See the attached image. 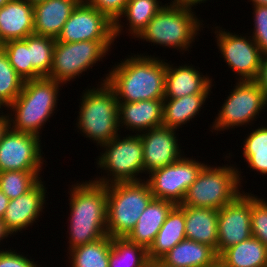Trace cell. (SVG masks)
<instances>
[{
  "label": "cell",
  "instance_id": "obj_1",
  "mask_svg": "<svg viewBox=\"0 0 267 267\" xmlns=\"http://www.w3.org/2000/svg\"><path fill=\"white\" fill-rule=\"evenodd\" d=\"M128 57L113 65L105 75V82L114 91L117 101L164 99L167 62L151 54Z\"/></svg>",
  "mask_w": 267,
  "mask_h": 267
},
{
  "label": "cell",
  "instance_id": "obj_2",
  "mask_svg": "<svg viewBox=\"0 0 267 267\" xmlns=\"http://www.w3.org/2000/svg\"><path fill=\"white\" fill-rule=\"evenodd\" d=\"M71 186L68 251L108 235L106 185L86 180Z\"/></svg>",
  "mask_w": 267,
  "mask_h": 267
},
{
  "label": "cell",
  "instance_id": "obj_3",
  "mask_svg": "<svg viewBox=\"0 0 267 267\" xmlns=\"http://www.w3.org/2000/svg\"><path fill=\"white\" fill-rule=\"evenodd\" d=\"M62 85L46 77L24 81L21 93L7 107L10 128L41 137V128L57 109Z\"/></svg>",
  "mask_w": 267,
  "mask_h": 267
},
{
  "label": "cell",
  "instance_id": "obj_4",
  "mask_svg": "<svg viewBox=\"0 0 267 267\" xmlns=\"http://www.w3.org/2000/svg\"><path fill=\"white\" fill-rule=\"evenodd\" d=\"M101 80L100 86L83 90L76 122L77 129L96 146L108 143L120 130L116 95L105 79Z\"/></svg>",
  "mask_w": 267,
  "mask_h": 267
},
{
  "label": "cell",
  "instance_id": "obj_5",
  "mask_svg": "<svg viewBox=\"0 0 267 267\" xmlns=\"http://www.w3.org/2000/svg\"><path fill=\"white\" fill-rule=\"evenodd\" d=\"M202 21L197 18L193 9L170 1L151 19L137 38L153 45L189 52L188 48L192 47L199 31L203 30Z\"/></svg>",
  "mask_w": 267,
  "mask_h": 267
},
{
  "label": "cell",
  "instance_id": "obj_6",
  "mask_svg": "<svg viewBox=\"0 0 267 267\" xmlns=\"http://www.w3.org/2000/svg\"><path fill=\"white\" fill-rule=\"evenodd\" d=\"M242 177L234 165L211 167L206 164L179 205L219 210L243 192Z\"/></svg>",
  "mask_w": 267,
  "mask_h": 267
},
{
  "label": "cell",
  "instance_id": "obj_7",
  "mask_svg": "<svg viewBox=\"0 0 267 267\" xmlns=\"http://www.w3.org/2000/svg\"><path fill=\"white\" fill-rule=\"evenodd\" d=\"M106 188L107 234L111 238L126 237L154 198L149 184L145 180L116 182Z\"/></svg>",
  "mask_w": 267,
  "mask_h": 267
},
{
  "label": "cell",
  "instance_id": "obj_8",
  "mask_svg": "<svg viewBox=\"0 0 267 267\" xmlns=\"http://www.w3.org/2000/svg\"><path fill=\"white\" fill-rule=\"evenodd\" d=\"M117 135L108 143L100 146L104 151L96 159L98 168L105 170L107 176L97 177L92 181L108 185L116 182H138L139 174L144 173L143 145L139 133L120 137ZM138 177V178H137Z\"/></svg>",
  "mask_w": 267,
  "mask_h": 267
},
{
  "label": "cell",
  "instance_id": "obj_9",
  "mask_svg": "<svg viewBox=\"0 0 267 267\" xmlns=\"http://www.w3.org/2000/svg\"><path fill=\"white\" fill-rule=\"evenodd\" d=\"M210 129L216 131L252 126L267 107V96L255 80L237 81ZM263 109V110H262ZM253 121V122H252ZM235 126V127H234Z\"/></svg>",
  "mask_w": 267,
  "mask_h": 267
},
{
  "label": "cell",
  "instance_id": "obj_10",
  "mask_svg": "<svg viewBox=\"0 0 267 267\" xmlns=\"http://www.w3.org/2000/svg\"><path fill=\"white\" fill-rule=\"evenodd\" d=\"M114 42L81 41L73 43L55 42L53 62L46 78L67 84L82 77L81 74L108 54ZM69 81V82H68Z\"/></svg>",
  "mask_w": 267,
  "mask_h": 267
},
{
  "label": "cell",
  "instance_id": "obj_11",
  "mask_svg": "<svg viewBox=\"0 0 267 267\" xmlns=\"http://www.w3.org/2000/svg\"><path fill=\"white\" fill-rule=\"evenodd\" d=\"M205 165L193 157H185L184 154L172 164L149 173V179L146 178L145 181L149 184L154 198L169 200L179 205Z\"/></svg>",
  "mask_w": 267,
  "mask_h": 267
},
{
  "label": "cell",
  "instance_id": "obj_12",
  "mask_svg": "<svg viewBox=\"0 0 267 267\" xmlns=\"http://www.w3.org/2000/svg\"><path fill=\"white\" fill-rule=\"evenodd\" d=\"M214 29H216L214 33L217 38V47L225 63L239 77L236 79L239 81L256 80L262 54L251 36L227 32L220 26H216Z\"/></svg>",
  "mask_w": 267,
  "mask_h": 267
},
{
  "label": "cell",
  "instance_id": "obj_13",
  "mask_svg": "<svg viewBox=\"0 0 267 267\" xmlns=\"http://www.w3.org/2000/svg\"><path fill=\"white\" fill-rule=\"evenodd\" d=\"M114 22L82 0L64 24L57 42H114Z\"/></svg>",
  "mask_w": 267,
  "mask_h": 267
},
{
  "label": "cell",
  "instance_id": "obj_14",
  "mask_svg": "<svg viewBox=\"0 0 267 267\" xmlns=\"http://www.w3.org/2000/svg\"><path fill=\"white\" fill-rule=\"evenodd\" d=\"M41 144L39 136L9 127L0 141V172L42 171L45 159Z\"/></svg>",
  "mask_w": 267,
  "mask_h": 267
},
{
  "label": "cell",
  "instance_id": "obj_15",
  "mask_svg": "<svg viewBox=\"0 0 267 267\" xmlns=\"http://www.w3.org/2000/svg\"><path fill=\"white\" fill-rule=\"evenodd\" d=\"M219 256L228 247L243 242L251 234V192L240 193L232 202L218 210Z\"/></svg>",
  "mask_w": 267,
  "mask_h": 267
},
{
  "label": "cell",
  "instance_id": "obj_16",
  "mask_svg": "<svg viewBox=\"0 0 267 267\" xmlns=\"http://www.w3.org/2000/svg\"><path fill=\"white\" fill-rule=\"evenodd\" d=\"M143 145L144 174L163 168L179 160L184 154L176 136V129L160 126L139 134Z\"/></svg>",
  "mask_w": 267,
  "mask_h": 267
},
{
  "label": "cell",
  "instance_id": "obj_17",
  "mask_svg": "<svg viewBox=\"0 0 267 267\" xmlns=\"http://www.w3.org/2000/svg\"><path fill=\"white\" fill-rule=\"evenodd\" d=\"M44 184L45 182L40 180L30 191L9 200L2 220L13 235H16L18 231L21 233L28 226H33V223L41 217L40 215L45 209V198H48Z\"/></svg>",
  "mask_w": 267,
  "mask_h": 267
},
{
  "label": "cell",
  "instance_id": "obj_18",
  "mask_svg": "<svg viewBox=\"0 0 267 267\" xmlns=\"http://www.w3.org/2000/svg\"><path fill=\"white\" fill-rule=\"evenodd\" d=\"M167 62L165 98H180L192 94H211L212 79L191 65L173 66ZM178 67V68H177ZM201 72V73H200Z\"/></svg>",
  "mask_w": 267,
  "mask_h": 267
},
{
  "label": "cell",
  "instance_id": "obj_19",
  "mask_svg": "<svg viewBox=\"0 0 267 267\" xmlns=\"http://www.w3.org/2000/svg\"><path fill=\"white\" fill-rule=\"evenodd\" d=\"M163 100L118 102L119 128L142 133L162 126Z\"/></svg>",
  "mask_w": 267,
  "mask_h": 267
},
{
  "label": "cell",
  "instance_id": "obj_20",
  "mask_svg": "<svg viewBox=\"0 0 267 267\" xmlns=\"http://www.w3.org/2000/svg\"><path fill=\"white\" fill-rule=\"evenodd\" d=\"M34 34L33 5L25 0H11L0 8V44L25 39Z\"/></svg>",
  "mask_w": 267,
  "mask_h": 267
},
{
  "label": "cell",
  "instance_id": "obj_21",
  "mask_svg": "<svg viewBox=\"0 0 267 267\" xmlns=\"http://www.w3.org/2000/svg\"><path fill=\"white\" fill-rule=\"evenodd\" d=\"M82 0H46L33 5L34 34L56 39Z\"/></svg>",
  "mask_w": 267,
  "mask_h": 267
},
{
  "label": "cell",
  "instance_id": "obj_22",
  "mask_svg": "<svg viewBox=\"0 0 267 267\" xmlns=\"http://www.w3.org/2000/svg\"><path fill=\"white\" fill-rule=\"evenodd\" d=\"M174 206L175 204L169 200L153 198L126 238L149 250L168 213Z\"/></svg>",
  "mask_w": 267,
  "mask_h": 267
},
{
  "label": "cell",
  "instance_id": "obj_23",
  "mask_svg": "<svg viewBox=\"0 0 267 267\" xmlns=\"http://www.w3.org/2000/svg\"><path fill=\"white\" fill-rule=\"evenodd\" d=\"M186 239L212 247L217 253L218 210L184 206Z\"/></svg>",
  "mask_w": 267,
  "mask_h": 267
},
{
  "label": "cell",
  "instance_id": "obj_24",
  "mask_svg": "<svg viewBox=\"0 0 267 267\" xmlns=\"http://www.w3.org/2000/svg\"><path fill=\"white\" fill-rule=\"evenodd\" d=\"M161 259L174 267H208L218 259V255L209 245L185 238Z\"/></svg>",
  "mask_w": 267,
  "mask_h": 267
},
{
  "label": "cell",
  "instance_id": "obj_25",
  "mask_svg": "<svg viewBox=\"0 0 267 267\" xmlns=\"http://www.w3.org/2000/svg\"><path fill=\"white\" fill-rule=\"evenodd\" d=\"M185 238L184 206L175 205L168 213L154 243L148 250L149 260L161 259Z\"/></svg>",
  "mask_w": 267,
  "mask_h": 267
},
{
  "label": "cell",
  "instance_id": "obj_26",
  "mask_svg": "<svg viewBox=\"0 0 267 267\" xmlns=\"http://www.w3.org/2000/svg\"><path fill=\"white\" fill-rule=\"evenodd\" d=\"M209 95L192 94L180 98H164L162 126L176 130L182 128V125L199 115Z\"/></svg>",
  "mask_w": 267,
  "mask_h": 267
},
{
  "label": "cell",
  "instance_id": "obj_27",
  "mask_svg": "<svg viewBox=\"0 0 267 267\" xmlns=\"http://www.w3.org/2000/svg\"><path fill=\"white\" fill-rule=\"evenodd\" d=\"M163 6L160 0H128L124 12L114 23L115 39L123 32L124 23L121 22V18L127 19V25H129L125 28L128 27L126 28L128 34L137 38Z\"/></svg>",
  "mask_w": 267,
  "mask_h": 267
},
{
  "label": "cell",
  "instance_id": "obj_28",
  "mask_svg": "<svg viewBox=\"0 0 267 267\" xmlns=\"http://www.w3.org/2000/svg\"><path fill=\"white\" fill-rule=\"evenodd\" d=\"M218 258L227 267H267V247L251 236L228 247Z\"/></svg>",
  "mask_w": 267,
  "mask_h": 267
},
{
  "label": "cell",
  "instance_id": "obj_29",
  "mask_svg": "<svg viewBox=\"0 0 267 267\" xmlns=\"http://www.w3.org/2000/svg\"><path fill=\"white\" fill-rule=\"evenodd\" d=\"M148 250L126 237L111 238L108 267H149Z\"/></svg>",
  "mask_w": 267,
  "mask_h": 267
},
{
  "label": "cell",
  "instance_id": "obj_30",
  "mask_svg": "<svg viewBox=\"0 0 267 267\" xmlns=\"http://www.w3.org/2000/svg\"><path fill=\"white\" fill-rule=\"evenodd\" d=\"M110 250L111 237L106 235L69 250L68 262L71 267H108Z\"/></svg>",
  "mask_w": 267,
  "mask_h": 267
},
{
  "label": "cell",
  "instance_id": "obj_31",
  "mask_svg": "<svg viewBox=\"0 0 267 267\" xmlns=\"http://www.w3.org/2000/svg\"><path fill=\"white\" fill-rule=\"evenodd\" d=\"M245 138L242 154L248 167L267 175V127L262 125L252 129Z\"/></svg>",
  "mask_w": 267,
  "mask_h": 267
},
{
  "label": "cell",
  "instance_id": "obj_32",
  "mask_svg": "<svg viewBox=\"0 0 267 267\" xmlns=\"http://www.w3.org/2000/svg\"><path fill=\"white\" fill-rule=\"evenodd\" d=\"M56 39L36 34L28 35V49L33 69L41 76L50 73Z\"/></svg>",
  "mask_w": 267,
  "mask_h": 267
},
{
  "label": "cell",
  "instance_id": "obj_33",
  "mask_svg": "<svg viewBox=\"0 0 267 267\" xmlns=\"http://www.w3.org/2000/svg\"><path fill=\"white\" fill-rule=\"evenodd\" d=\"M1 47L6 52L11 66L24 81L42 78L31 66L28 36L25 39L7 41Z\"/></svg>",
  "mask_w": 267,
  "mask_h": 267
},
{
  "label": "cell",
  "instance_id": "obj_34",
  "mask_svg": "<svg viewBox=\"0 0 267 267\" xmlns=\"http://www.w3.org/2000/svg\"><path fill=\"white\" fill-rule=\"evenodd\" d=\"M41 171L0 172V189L9 198H17L30 191L41 179Z\"/></svg>",
  "mask_w": 267,
  "mask_h": 267
},
{
  "label": "cell",
  "instance_id": "obj_35",
  "mask_svg": "<svg viewBox=\"0 0 267 267\" xmlns=\"http://www.w3.org/2000/svg\"><path fill=\"white\" fill-rule=\"evenodd\" d=\"M24 80L11 66L6 52L0 47V100L8 107L21 93Z\"/></svg>",
  "mask_w": 267,
  "mask_h": 267
},
{
  "label": "cell",
  "instance_id": "obj_36",
  "mask_svg": "<svg viewBox=\"0 0 267 267\" xmlns=\"http://www.w3.org/2000/svg\"><path fill=\"white\" fill-rule=\"evenodd\" d=\"M251 234L267 247V200L251 194Z\"/></svg>",
  "mask_w": 267,
  "mask_h": 267
},
{
  "label": "cell",
  "instance_id": "obj_37",
  "mask_svg": "<svg viewBox=\"0 0 267 267\" xmlns=\"http://www.w3.org/2000/svg\"><path fill=\"white\" fill-rule=\"evenodd\" d=\"M254 28L251 38L255 41L262 56L267 55V6H253Z\"/></svg>",
  "mask_w": 267,
  "mask_h": 267
},
{
  "label": "cell",
  "instance_id": "obj_38",
  "mask_svg": "<svg viewBox=\"0 0 267 267\" xmlns=\"http://www.w3.org/2000/svg\"><path fill=\"white\" fill-rule=\"evenodd\" d=\"M99 12L105 14L112 22H116L125 10L128 0H84Z\"/></svg>",
  "mask_w": 267,
  "mask_h": 267
},
{
  "label": "cell",
  "instance_id": "obj_39",
  "mask_svg": "<svg viewBox=\"0 0 267 267\" xmlns=\"http://www.w3.org/2000/svg\"><path fill=\"white\" fill-rule=\"evenodd\" d=\"M31 260V261H30ZM33 259H28L27 256L21 254L17 251H12L11 249L0 250V267H41L38 266L37 262L35 263Z\"/></svg>",
  "mask_w": 267,
  "mask_h": 267
},
{
  "label": "cell",
  "instance_id": "obj_40",
  "mask_svg": "<svg viewBox=\"0 0 267 267\" xmlns=\"http://www.w3.org/2000/svg\"><path fill=\"white\" fill-rule=\"evenodd\" d=\"M255 81L267 96V55L261 58L259 73Z\"/></svg>",
  "mask_w": 267,
  "mask_h": 267
},
{
  "label": "cell",
  "instance_id": "obj_41",
  "mask_svg": "<svg viewBox=\"0 0 267 267\" xmlns=\"http://www.w3.org/2000/svg\"><path fill=\"white\" fill-rule=\"evenodd\" d=\"M171 1L184 8L192 9V7L194 6L196 7L197 4L200 5L201 3H205V1L207 0H171Z\"/></svg>",
  "mask_w": 267,
  "mask_h": 267
},
{
  "label": "cell",
  "instance_id": "obj_42",
  "mask_svg": "<svg viewBox=\"0 0 267 267\" xmlns=\"http://www.w3.org/2000/svg\"><path fill=\"white\" fill-rule=\"evenodd\" d=\"M9 116L8 114H2L0 115V141L2 140V137L4 133L9 129Z\"/></svg>",
  "mask_w": 267,
  "mask_h": 267
},
{
  "label": "cell",
  "instance_id": "obj_43",
  "mask_svg": "<svg viewBox=\"0 0 267 267\" xmlns=\"http://www.w3.org/2000/svg\"><path fill=\"white\" fill-rule=\"evenodd\" d=\"M9 198L0 189V218L2 219L9 204Z\"/></svg>",
  "mask_w": 267,
  "mask_h": 267
},
{
  "label": "cell",
  "instance_id": "obj_44",
  "mask_svg": "<svg viewBox=\"0 0 267 267\" xmlns=\"http://www.w3.org/2000/svg\"><path fill=\"white\" fill-rule=\"evenodd\" d=\"M12 236V232L6 227L5 222L0 218V243L3 239H7L8 237Z\"/></svg>",
  "mask_w": 267,
  "mask_h": 267
},
{
  "label": "cell",
  "instance_id": "obj_45",
  "mask_svg": "<svg viewBox=\"0 0 267 267\" xmlns=\"http://www.w3.org/2000/svg\"><path fill=\"white\" fill-rule=\"evenodd\" d=\"M149 267H174L165 263L162 259H154L149 262Z\"/></svg>",
  "mask_w": 267,
  "mask_h": 267
},
{
  "label": "cell",
  "instance_id": "obj_46",
  "mask_svg": "<svg viewBox=\"0 0 267 267\" xmlns=\"http://www.w3.org/2000/svg\"><path fill=\"white\" fill-rule=\"evenodd\" d=\"M208 267H227L219 258Z\"/></svg>",
  "mask_w": 267,
  "mask_h": 267
},
{
  "label": "cell",
  "instance_id": "obj_47",
  "mask_svg": "<svg viewBox=\"0 0 267 267\" xmlns=\"http://www.w3.org/2000/svg\"><path fill=\"white\" fill-rule=\"evenodd\" d=\"M249 1V0H248ZM252 4L255 5H264L267 6V0H250Z\"/></svg>",
  "mask_w": 267,
  "mask_h": 267
},
{
  "label": "cell",
  "instance_id": "obj_48",
  "mask_svg": "<svg viewBox=\"0 0 267 267\" xmlns=\"http://www.w3.org/2000/svg\"><path fill=\"white\" fill-rule=\"evenodd\" d=\"M25 1H27L29 4L35 5L37 3H40L46 0H25Z\"/></svg>",
  "mask_w": 267,
  "mask_h": 267
},
{
  "label": "cell",
  "instance_id": "obj_49",
  "mask_svg": "<svg viewBox=\"0 0 267 267\" xmlns=\"http://www.w3.org/2000/svg\"><path fill=\"white\" fill-rule=\"evenodd\" d=\"M10 1L11 0H0V8Z\"/></svg>",
  "mask_w": 267,
  "mask_h": 267
},
{
  "label": "cell",
  "instance_id": "obj_50",
  "mask_svg": "<svg viewBox=\"0 0 267 267\" xmlns=\"http://www.w3.org/2000/svg\"><path fill=\"white\" fill-rule=\"evenodd\" d=\"M5 107V108H7L2 102H1V100H0V109H4V108H1V107ZM1 112L2 111H4V110H0ZM2 114H4V112H2V113H0V115H2Z\"/></svg>",
  "mask_w": 267,
  "mask_h": 267
}]
</instances>
